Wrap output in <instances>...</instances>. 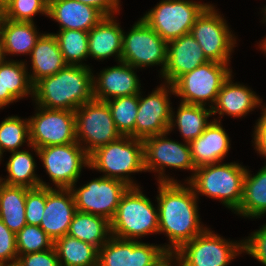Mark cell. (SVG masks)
I'll return each instance as SVG.
<instances>
[{
  "mask_svg": "<svg viewBox=\"0 0 266 266\" xmlns=\"http://www.w3.org/2000/svg\"><path fill=\"white\" fill-rule=\"evenodd\" d=\"M17 101L18 100L10 92H4L3 62H2L0 64V109H4V107Z\"/></svg>",
  "mask_w": 266,
  "mask_h": 266,
  "instance_id": "cell-45",
  "label": "cell"
},
{
  "mask_svg": "<svg viewBox=\"0 0 266 266\" xmlns=\"http://www.w3.org/2000/svg\"><path fill=\"white\" fill-rule=\"evenodd\" d=\"M47 17L59 24V30L89 32L106 16L97 8L77 0H49Z\"/></svg>",
  "mask_w": 266,
  "mask_h": 266,
  "instance_id": "cell-22",
  "label": "cell"
},
{
  "mask_svg": "<svg viewBox=\"0 0 266 266\" xmlns=\"http://www.w3.org/2000/svg\"><path fill=\"white\" fill-rule=\"evenodd\" d=\"M67 65L88 66L83 61L89 58L88 32L81 30H59L53 33Z\"/></svg>",
  "mask_w": 266,
  "mask_h": 266,
  "instance_id": "cell-33",
  "label": "cell"
},
{
  "mask_svg": "<svg viewBox=\"0 0 266 266\" xmlns=\"http://www.w3.org/2000/svg\"><path fill=\"white\" fill-rule=\"evenodd\" d=\"M118 66L105 68L93 75V96L99 101L131 96L141 92L137 68L120 61ZM136 70V71H135Z\"/></svg>",
  "mask_w": 266,
  "mask_h": 266,
  "instance_id": "cell-18",
  "label": "cell"
},
{
  "mask_svg": "<svg viewBox=\"0 0 266 266\" xmlns=\"http://www.w3.org/2000/svg\"><path fill=\"white\" fill-rule=\"evenodd\" d=\"M89 169L103 172L104 177L121 180L130 187L139 186L130 174L145 172L143 140L121 136L97 148L89 155Z\"/></svg>",
  "mask_w": 266,
  "mask_h": 266,
  "instance_id": "cell-5",
  "label": "cell"
},
{
  "mask_svg": "<svg viewBox=\"0 0 266 266\" xmlns=\"http://www.w3.org/2000/svg\"><path fill=\"white\" fill-rule=\"evenodd\" d=\"M123 29L115 16H106L88 32L89 57L95 60H106L115 56L121 61Z\"/></svg>",
  "mask_w": 266,
  "mask_h": 266,
  "instance_id": "cell-24",
  "label": "cell"
},
{
  "mask_svg": "<svg viewBox=\"0 0 266 266\" xmlns=\"http://www.w3.org/2000/svg\"><path fill=\"white\" fill-rule=\"evenodd\" d=\"M86 5L93 6L100 10L105 16H113L120 13V0H77Z\"/></svg>",
  "mask_w": 266,
  "mask_h": 266,
  "instance_id": "cell-44",
  "label": "cell"
},
{
  "mask_svg": "<svg viewBox=\"0 0 266 266\" xmlns=\"http://www.w3.org/2000/svg\"><path fill=\"white\" fill-rule=\"evenodd\" d=\"M27 61L5 60L3 62L4 92H10L17 100L31 95L33 97V84L31 83Z\"/></svg>",
  "mask_w": 266,
  "mask_h": 266,
  "instance_id": "cell-34",
  "label": "cell"
},
{
  "mask_svg": "<svg viewBox=\"0 0 266 266\" xmlns=\"http://www.w3.org/2000/svg\"><path fill=\"white\" fill-rule=\"evenodd\" d=\"M106 102L117 130L122 136L134 138V126L138 112V94L117 97Z\"/></svg>",
  "mask_w": 266,
  "mask_h": 266,
  "instance_id": "cell-35",
  "label": "cell"
},
{
  "mask_svg": "<svg viewBox=\"0 0 266 266\" xmlns=\"http://www.w3.org/2000/svg\"><path fill=\"white\" fill-rule=\"evenodd\" d=\"M35 107L36 114L28 118L31 145L41 148L77 142L75 111Z\"/></svg>",
  "mask_w": 266,
  "mask_h": 266,
  "instance_id": "cell-15",
  "label": "cell"
},
{
  "mask_svg": "<svg viewBox=\"0 0 266 266\" xmlns=\"http://www.w3.org/2000/svg\"><path fill=\"white\" fill-rule=\"evenodd\" d=\"M218 12L215 6L206 7L197 17L190 33L209 61L230 64L233 48L237 44L236 36Z\"/></svg>",
  "mask_w": 266,
  "mask_h": 266,
  "instance_id": "cell-13",
  "label": "cell"
},
{
  "mask_svg": "<svg viewBox=\"0 0 266 266\" xmlns=\"http://www.w3.org/2000/svg\"><path fill=\"white\" fill-rule=\"evenodd\" d=\"M243 252L266 266V223L243 239Z\"/></svg>",
  "mask_w": 266,
  "mask_h": 266,
  "instance_id": "cell-40",
  "label": "cell"
},
{
  "mask_svg": "<svg viewBox=\"0 0 266 266\" xmlns=\"http://www.w3.org/2000/svg\"><path fill=\"white\" fill-rule=\"evenodd\" d=\"M29 147L41 159L50 181L56 186L53 188L70 189L77 184L83 167L89 168V155L78 142L41 148L33 145Z\"/></svg>",
  "mask_w": 266,
  "mask_h": 266,
  "instance_id": "cell-10",
  "label": "cell"
},
{
  "mask_svg": "<svg viewBox=\"0 0 266 266\" xmlns=\"http://www.w3.org/2000/svg\"><path fill=\"white\" fill-rule=\"evenodd\" d=\"M6 60V55L4 52V45H3V39L2 35L0 33V64Z\"/></svg>",
  "mask_w": 266,
  "mask_h": 266,
  "instance_id": "cell-47",
  "label": "cell"
},
{
  "mask_svg": "<svg viewBox=\"0 0 266 266\" xmlns=\"http://www.w3.org/2000/svg\"><path fill=\"white\" fill-rule=\"evenodd\" d=\"M29 189L0 181V219L14 234L27 224L25 200Z\"/></svg>",
  "mask_w": 266,
  "mask_h": 266,
  "instance_id": "cell-29",
  "label": "cell"
},
{
  "mask_svg": "<svg viewBox=\"0 0 266 266\" xmlns=\"http://www.w3.org/2000/svg\"><path fill=\"white\" fill-rule=\"evenodd\" d=\"M38 13L48 16V0H11L2 9V17L12 21L34 22Z\"/></svg>",
  "mask_w": 266,
  "mask_h": 266,
  "instance_id": "cell-38",
  "label": "cell"
},
{
  "mask_svg": "<svg viewBox=\"0 0 266 266\" xmlns=\"http://www.w3.org/2000/svg\"><path fill=\"white\" fill-rule=\"evenodd\" d=\"M189 144L195 168L222 162L231 148L229 135L216 120H211L204 132Z\"/></svg>",
  "mask_w": 266,
  "mask_h": 266,
  "instance_id": "cell-23",
  "label": "cell"
},
{
  "mask_svg": "<svg viewBox=\"0 0 266 266\" xmlns=\"http://www.w3.org/2000/svg\"><path fill=\"white\" fill-rule=\"evenodd\" d=\"M168 132L160 135L149 136L143 139L144 168L145 172L158 173L156 180L159 182H177V179L166 175L165 168L190 170L192 175L187 177L189 181L195 172V166L191 158L190 144L168 139Z\"/></svg>",
  "mask_w": 266,
  "mask_h": 266,
  "instance_id": "cell-9",
  "label": "cell"
},
{
  "mask_svg": "<svg viewBox=\"0 0 266 266\" xmlns=\"http://www.w3.org/2000/svg\"><path fill=\"white\" fill-rule=\"evenodd\" d=\"M17 259L16 234L0 219V265L16 263Z\"/></svg>",
  "mask_w": 266,
  "mask_h": 266,
  "instance_id": "cell-41",
  "label": "cell"
},
{
  "mask_svg": "<svg viewBox=\"0 0 266 266\" xmlns=\"http://www.w3.org/2000/svg\"><path fill=\"white\" fill-rule=\"evenodd\" d=\"M92 71L90 66L66 65L33 85L32 100L43 108L75 111L94 99Z\"/></svg>",
  "mask_w": 266,
  "mask_h": 266,
  "instance_id": "cell-2",
  "label": "cell"
},
{
  "mask_svg": "<svg viewBox=\"0 0 266 266\" xmlns=\"http://www.w3.org/2000/svg\"><path fill=\"white\" fill-rule=\"evenodd\" d=\"M174 265L182 266L181 260L175 253H167L164 257H162L158 261V263L155 266H174Z\"/></svg>",
  "mask_w": 266,
  "mask_h": 266,
  "instance_id": "cell-46",
  "label": "cell"
},
{
  "mask_svg": "<svg viewBox=\"0 0 266 266\" xmlns=\"http://www.w3.org/2000/svg\"><path fill=\"white\" fill-rule=\"evenodd\" d=\"M228 66L229 64L208 61L180 76L172 84L175 96L187 104L206 106L208 102L211 108L223 82L233 72Z\"/></svg>",
  "mask_w": 266,
  "mask_h": 266,
  "instance_id": "cell-7",
  "label": "cell"
},
{
  "mask_svg": "<svg viewBox=\"0 0 266 266\" xmlns=\"http://www.w3.org/2000/svg\"><path fill=\"white\" fill-rule=\"evenodd\" d=\"M46 205V187L30 188L25 200V218L29 225L40 226Z\"/></svg>",
  "mask_w": 266,
  "mask_h": 266,
  "instance_id": "cell-39",
  "label": "cell"
},
{
  "mask_svg": "<svg viewBox=\"0 0 266 266\" xmlns=\"http://www.w3.org/2000/svg\"><path fill=\"white\" fill-rule=\"evenodd\" d=\"M73 185L76 211L99 215L111 221L115 216L121 197L130 187L125 182L100 176L79 188Z\"/></svg>",
  "mask_w": 266,
  "mask_h": 266,
  "instance_id": "cell-14",
  "label": "cell"
},
{
  "mask_svg": "<svg viewBox=\"0 0 266 266\" xmlns=\"http://www.w3.org/2000/svg\"><path fill=\"white\" fill-rule=\"evenodd\" d=\"M35 22L12 21L1 16L0 33L6 56L28 55L42 35L37 31Z\"/></svg>",
  "mask_w": 266,
  "mask_h": 266,
  "instance_id": "cell-26",
  "label": "cell"
},
{
  "mask_svg": "<svg viewBox=\"0 0 266 266\" xmlns=\"http://www.w3.org/2000/svg\"><path fill=\"white\" fill-rule=\"evenodd\" d=\"M247 168L236 162L214 163L197 167L188 181L195 195L207 196L235 212L243 198L244 177Z\"/></svg>",
  "mask_w": 266,
  "mask_h": 266,
  "instance_id": "cell-3",
  "label": "cell"
},
{
  "mask_svg": "<svg viewBox=\"0 0 266 266\" xmlns=\"http://www.w3.org/2000/svg\"><path fill=\"white\" fill-rule=\"evenodd\" d=\"M212 6L192 0H161L141 19L168 43L190 33L197 17Z\"/></svg>",
  "mask_w": 266,
  "mask_h": 266,
  "instance_id": "cell-6",
  "label": "cell"
},
{
  "mask_svg": "<svg viewBox=\"0 0 266 266\" xmlns=\"http://www.w3.org/2000/svg\"><path fill=\"white\" fill-rule=\"evenodd\" d=\"M30 56L32 72L28 73L33 85L44 77L56 74L67 65L53 33H42Z\"/></svg>",
  "mask_w": 266,
  "mask_h": 266,
  "instance_id": "cell-25",
  "label": "cell"
},
{
  "mask_svg": "<svg viewBox=\"0 0 266 266\" xmlns=\"http://www.w3.org/2000/svg\"><path fill=\"white\" fill-rule=\"evenodd\" d=\"M166 254L161 245L111 236L98 250L97 266H155Z\"/></svg>",
  "mask_w": 266,
  "mask_h": 266,
  "instance_id": "cell-17",
  "label": "cell"
},
{
  "mask_svg": "<svg viewBox=\"0 0 266 266\" xmlns=\"http://www.w3.org/2000/svg\"><path fill=\"white\" fill-rule=\"evenodd\" d=\"M185 183L177 181L158 184V234L163 233L168 237L169 244L162 245L167 253L177 252L185 243L207 229L200 222L198 198L192 186Z\"/></svg>",
  "mask_w": 266,
  "mask_h": 266,
  "instance_id": "cell-1",
  "label": "cell"
},
{
  "mask_svg": "<svg viewBox=\"0 0 266 266\" xmlns=\"http://www.w3.org/2000/svg\"><path fill=\"white\" fill-rule=\"evenodd\" d=\"M208 61L191 33L172 40L168 42L167 62L161 75L163 83L172 85L180 76Z\"/></svg>",
  "mask_w": 266,
  "mask_h": 266,
  "instance_id": "cell-20",
  "label": "cell"
},
{
  "mask_svg": "<svg viewBox=\"0 0 266 266\" xmlns=\"http://www.w3.org/2000/svg\"><path fill=\"white\" fill-rule=\"evenodd\" d=\"M11 156L6 163V178L0 177V181L7 185L25 186L28 188L47 187L50 184L36 175V162L29 150H18L10 152Z\"/></svg>",
  "mask_w": 266,
  "mask_h": 266,
  "instance_id": "cell-30",
  "label": "cell"
},
{
  "mask_svg": "<svg viewBox=\"0 0 266 266\" xmlns=\"http://www.w3.org/2000/svg\"><path fill=\"white\" fill-rule=\"evenodd\" d=\"M16 246L18 255H26L49 250L54 242L40 226L26 224L16 234Z\"/></svg>",
  "mask_w": 266,
  "mask_h": 266,
  "instance_id": "cell-37",
  "label": "cell"
},
{
  "mask_svg": "<svg viewBox=\"0 0 266 266\" xmlns=\"http://www.w3.org/2000/svg\"><path fill=\"white\" fill-rule=\"evenodd\" d=\"M168 43L141 18L129 32L123 31L121 61L135 68L159 65L162 75L167 62Z\"/></svg>",
  "mask_w": 266,
  "mask_h": 266,
  "instance_id": "cell-11",
  "label": "cell"
},
{
  "mask_svg": "<svg viewBox=\"0 0 266 266\" xmlns=\"http://www.w3.org/2000/svg\"><path fill=\"white\" fill-rule=\"evenodd\" d=\"M76 205L71 189L47 188L40 227L55 242L67 235Z\"/></svg>",
  "mask_w": 266,
  "mask_h": 266,
  "instance_id": "cell-19",
  "label": "cell"
},
{
  "mask_svg": "<svg viewBox=\"0 0 266 266\" xmlns=\"http://www.w3.org/2000/svg\"><path fill=\"white\" fill-rule=\"evenodd\" d=\"M60 266H97L98 248L65 235L54 242Z\"/></svg>",
  "mask_w": 266,
  "mask_h": 266,
  "instance_id": "cell-32",
  "label": "cell"
},
{
  "mask_svg": "<svg viewBox=\"0 0 266 266\" xmlns=\"http://www.w3.org/2000/svg\"><path fill=\"white\" fill-rule=\"evenodd\" d=\"M76 140L88 155L97 148L119 139L106 101L93 99L75 110Z\"/></svg>",
  "mask_w": 266,
  "mask_h": 266,
  "instance_id": "cell-8",
  "label": "cell"
},
{
  "mask_svg": "<svg viewBox=\"0 0 266 266\" xmlns=\"http://www.w3.org/2000/svg\"><path fill=\"white\" fill-rule=\"evenodd\" d=\"M0 266H19L18 263H12V264H3V265H0Z\"/></svg>",
  "mask_w": 266,
  "mask_h": 266,
  "instance_id": "cell-51",
  "label": "cell"
},
{
  "mask_svg": "<svg viewBox=\"0 0 266 266\" xmlns=\"http://www.w3.org/2000/svg\"><path fill=\"white\" fill-rule=\"evenodd\" d=\"M67 235L100 249L111 237L110 221L99 215L76 211Z\"/></svg>",
  "mask_w": 266,
  "mask_h": 266,
  "instance_id": "cell-31",
  "label": "cell"
},
{
  "mask_svg": "<svg viewBox=\"0 0 266 266\" xmlns=\"http://www.w3.org/2000/svg\"><path fill=\"white\" fill-rule=\"evenodd\" d=\"M27 144L29 147V120L19 116H8L0 123V147L5 151L15 152Z\"/></svg>",
  "mask_w": 266,
  "mask_h": 266,
  "instance_id": "cell-36",
  "label": "cell"
},
{
  "mask_svg": "<svg viewBox=\"0 0 266 266\" xmlns=\"http://www.w3.org/2000/svg\"><path fill=\"white\" fill-rule=\"evenodd\" d=\"M19 266H60L55 247L41 252L18 255Z\"/></svg>",
  "mask_w": 266,
  "mask_h": 266,
  "instance_id": "cell-42",
  "label": "cell"
},
{
  "mask_svg": "<svg viewBox=\"0 0 266 266\" xmlns=\"http://www.w3.org/2000/svg\"><path fill=\"white\" fill-rule=\"evenodd\" d=\"M264 13L263 15H264V17H263V19H262V22L263 23H265L266 22V6H264V9L261 11V13Z\"/></svg>",
  "mask_w": 266,
  "mask_h": 266,
  "instance_id": "cell-50",
  "label": "cell"
},
{
  "mask_svg": "<svg viewBox=\"0 0 266 266\" xmlns=\"http://www.w3.org/2000/svg\"><path fill=\"white\" fill-rule=\"evenodd\" d=\"M243 252V239L228 241L210 228L185 243L175 254L182 266H228Z\"/></svg>",
  "mask_w": 266,
  "mask_h": 266,
  "instance_id": "cell-12",
  "label": "cell"
},
{
  "mask_svg": "<svg viewBox=\"0 0 266 266\" xmlns=\"http://www.w3.org/2000/svg\"><path fill=\"white\" fill-rule=\"evenodd\" d=\"M233 75L223 82L221 89L217 95L214 105L211 107L212 115L219 114V119L213 120L221 122V118L225 115L242 118L249 112L255 110L262 105V98L250 88L242 83L233 82Z\"/></svg>",
  "mask_w": 266,
  "mask_h": 266,
  "instance_id": "cell-21",
  "label": "cell"
},
{
  "mask_svg": "<svg viewBox=\"0 0 266 266\" xmlns=\"http://www.w3.org/2000/svg\"><path fill=\"white\" fill-rule=\"evenodd\" d=\"M259 42L260 43H258L259 44L258 46H259L260 50H262V52H264L266 55V36L263 40H261Z\"/></svg>",
  "mask_w": 266,
  "mask_h": 266,
  "instance_id": "cell-48",
  "label": "cell"
},
{
  "mask_svg": "<svg viewBox=\"0 0 266 266\" xmlns=\"http://www.w3.org/2000/svg\"><path fill=\"white\" fill-rule=\"evenodd\" d=\"M141 188L129 187L121 197L115 216L110 221L111 236L138 240L145 235L158 234V207H154Z\"/></svg>",
  "mask_w": 266,
  "mask_h": 266,
  "instance_id": "cell-4",
  "label": "cell"
},
{
  "mask_svg": "<svg viewBox=\"0 0 266 266\" xmlns=\"http://www.w3.org/2000/svg\"><path fill=\"white\" fill-rule=\"evenodd\" d=\"M11 0H0V9L2 10Z\"/></svg>",
  "mask_w": 266,
  "mask_h": 266,
  "instance_id": "cell-49",
  "label": "cell"
},
{
  "mask_svg": "<svg viewBox=\"0 0 266 266\" xmlns=\"http://www.w3.org/2000/svg\"><path fill=\"white\" fill-rule=\"evenodd\" d=\"M261 117L256 121L253 130V140L252 143L254 149L258 154L262 155L266 159V105H261Z\"/></svg>",
  "mask_w": 266,
  "mask_h": 266,
  "instance_id": "cell-43",
  "label": "cell"
},
{
  "mask_svg": "<svg viewBox=\"0 0 266 266\" xmlns=\"http://www.w3.org/2000/svg\"><path fill=\"white\" fill-rule=\"evenodd\" d=\"M170 94H174L171 84L162 83L147 97L138 94V112L134 126V138L145 139L149 136L168 132L172 104Z\"/></svg>",
  "mask_w": 266,
  "mask_h": 266,
  "instance_id": "cell-16",
  "label": "cell"
},
{
  "mask_svg": "<svg viewBox=\"0 0 266 266\" xmlns=\"http://www.w3.org/2000/svg\"><path fill=\"white\" fill-rule=\"evenodd\" d=\"M175 113L172 110L168 133H171L174 127L178 128V131L183 137V142L186 143H191L200 136L211 123V121H208L209 117L213 116L211 108L208 106L182 102H180L177 112Z\"/></svg>",
  "mask_w": 266,
  "mask_h": 266,
  "instance_id": "cell-27",
  "label": "cell"
},
{
  "mask_svg": "<svg viewBox=\"0 0 266 266\" xmlns=\"http://www.w3.org/2000/svg\"><path fill=\"white\" fill-rule=\"evenodd\" d=\"M2 158H3V151L1 150V147H0V162H1Z\"/></svg>",
  "mask_w": 266,
  "mask_h": 266,
  "instance_id": "cell-52",
  "label": "cell"
},
{
  "mask_svg": "<svg viewBox=\"0 0 266 266\" xmlns=\"http://www.w3.org/2000/svg\"><path fill=\"white\" fill-rule=\"evenodd\" d=\"M250 172L248 167L244 177L242 202L234 213L257 219L266 215V163L255 175Z\"/></svg>",
  "mask_w": 266,
  "mask_h": 266,
  "instance_id": "cell-28",
  "label": "cell"
}]
</instances>
